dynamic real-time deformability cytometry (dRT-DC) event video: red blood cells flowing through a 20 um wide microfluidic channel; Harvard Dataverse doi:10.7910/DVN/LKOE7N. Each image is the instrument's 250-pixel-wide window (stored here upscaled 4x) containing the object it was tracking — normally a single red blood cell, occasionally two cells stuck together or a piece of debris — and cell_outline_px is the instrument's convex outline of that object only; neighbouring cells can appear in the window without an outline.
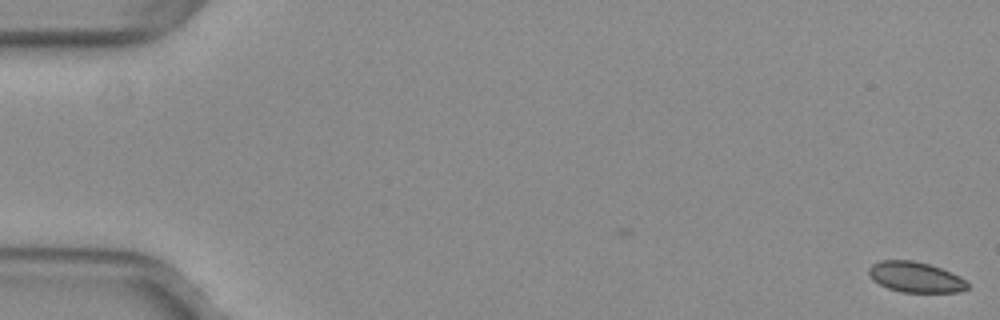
{"species": "common noctule bat (a hibernating species)", "species_latin": "Nyctalus noctula", "temperature_condition": "warm", "stored_images_in_passage": 46, "camera_frame_rate_fps": 3000, "um_per_image_px": 0.085, "animal": {"sex": "female", "body_mass_g": 29.2, "forearm_length_mm": 56.3}, "frame": {"image": 1, "passage_image": 1, "time_ms": 0.0, "image_size_px": [1000, 320], "cell_outline_px": [[968, 288], [960, 292], [900, 292], [888, 288], [872, 280], [868, 276], [868, 268], [872, 264], [880, 260], [916, 260], [940, 268], [960, 276], [968, 284]], "centroid_in_image_um": [77.78, 23.55], "position_along_channel_um": 7.2, "area_um2": 17.63}}
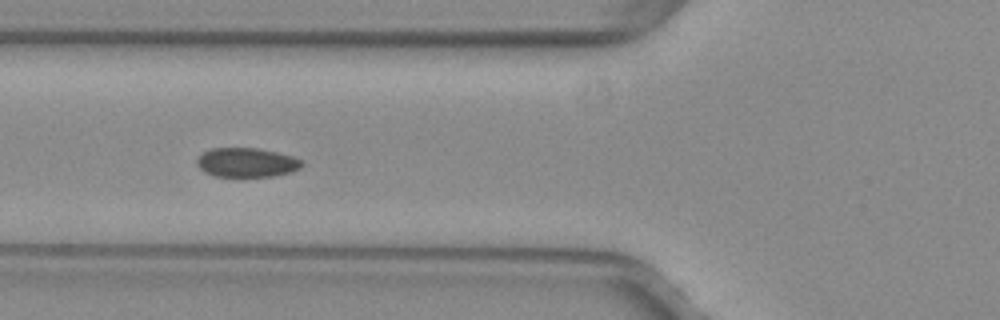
{"frame": {"image": 2, "passage_image": 21, "time_ms": 6.667, "image_size_px": [1000, 320], "cell_outline_px": [[304, 164], [300, 168], [292, 172], [276, 176], [216, 176], [204, 172], [196, 164], [196, 160], [204, 152], [212, 148], [256, 148], [276, 152], [292, 156], [300, 160]], "centroid_in_image_um": [20.97, 13.81], "position_along_channel_um": 104.8, "area_um2": 17.8}}
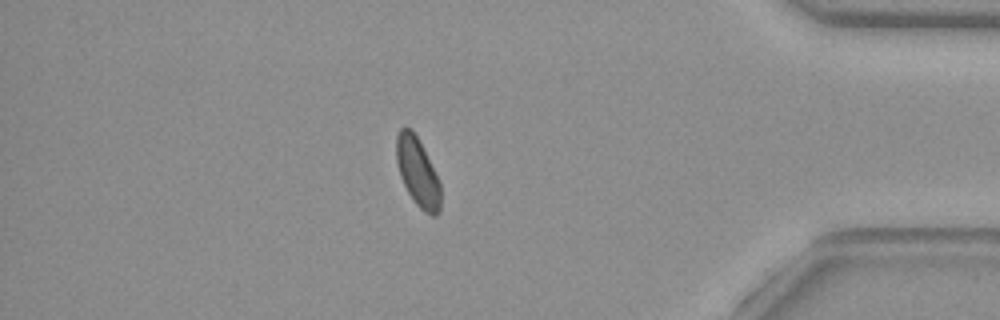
{"frame": {"image": 3, "passage_image": 46, "time_ms": 15.0, "image_size_px": [1000, 320], "cell_outline_px": [[440, 212], [436, 216], [432, 216], [424, 212], [416, 204], [408, 192], [400, 176], [396, 160], [396, 136], [400, 128], [412, 128], [440, 184]], "centroid_in_image_um": [35.48, 14.66], "position_along_channel_um": 399.7, "area_um2": 17.28}, "authors_computed_cell_mechanics": {"area_um2": 18.5538, "velocity_mm_per_s": 3.9802, "shape_relaxation_time_tau1_ms": 3.6344, "shape_relaxation_time_tau2_ms": null, "deformation_change_tau1": 0.0569, "deformation_change_tau2": null}}